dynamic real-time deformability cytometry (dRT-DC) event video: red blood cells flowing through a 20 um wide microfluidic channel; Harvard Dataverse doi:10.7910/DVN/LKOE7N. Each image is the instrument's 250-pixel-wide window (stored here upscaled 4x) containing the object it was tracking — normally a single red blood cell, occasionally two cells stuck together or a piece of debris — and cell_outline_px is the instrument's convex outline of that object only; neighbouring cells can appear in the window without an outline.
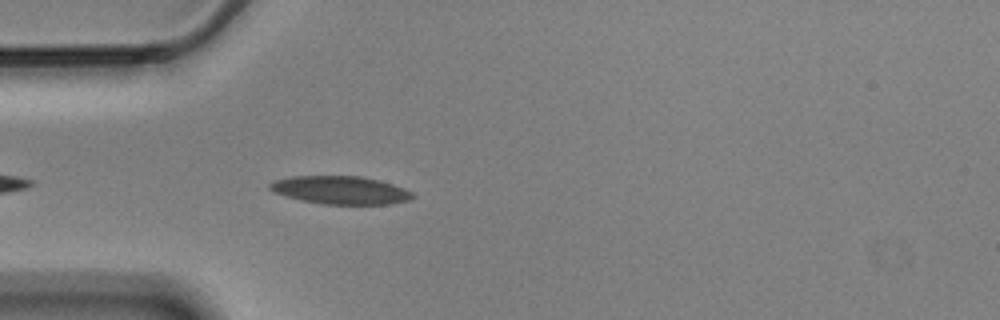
{"species": "Egyptian fruit bat (a non-hibernating species)", "species_latin": "Rousettus aegyptiacus", "temperature_condition": "cold", "stored_images_in_passage": 12, "camera_frame_rate_fps": 3000, "um_per_image_px": 0.085, "animal": {"sex": "male"}, "frame": {"image": 1, "passage_image": 4, "time_ms": 1.0, "image_size_px": [1000, 320], "cell_outline_px": [[416, 196], [408, 200], [388, 204], [320, 204], [300, 200], [276, 192], [268, 188], [268, 184], [272, 180], [292, 176], [360, 176], [380, 180], [404, 188], [412, 192]], "centroid_in_image_um": [28.93, 16.15], "position_along_channel_um": 56.1, "area_um2": 23.35}}